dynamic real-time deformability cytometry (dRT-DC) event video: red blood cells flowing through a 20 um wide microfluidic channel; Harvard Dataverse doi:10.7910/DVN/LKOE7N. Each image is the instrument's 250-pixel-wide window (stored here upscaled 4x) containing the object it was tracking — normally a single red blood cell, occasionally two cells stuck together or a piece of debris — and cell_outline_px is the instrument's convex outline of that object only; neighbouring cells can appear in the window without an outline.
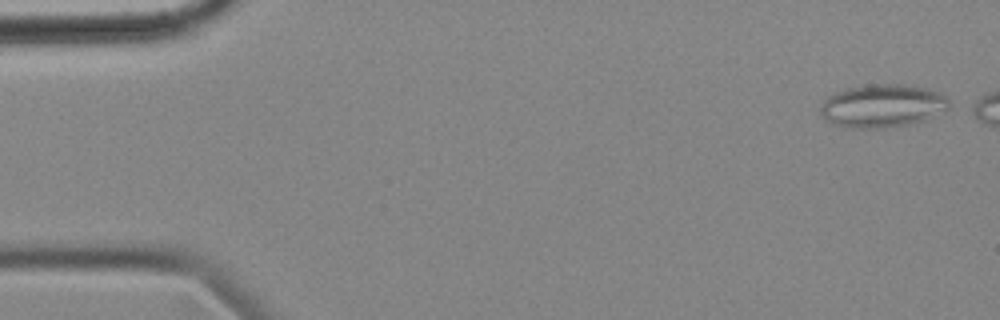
{"species": "common noctule bat (a hibernating species)", "species_latin": "Nyctalus noctula", "temperature_condition": "cold", "stored_images_in_passage": 48, "camera_frame_rate_fps": 3000, "um_per_image_px": 0.085, "animal": {"sex": "female", "body_mass_g": 18.4}, "frame": {"image": 1, "passage_image": 1, "time_ms": 0.0, "image_size_px": [1000, 320], "cell_outline_px": [[948, 108], [924, 120], [908, 124], [888, 128], [848, 128], [832, 124], [820, 116], [820, 108], [824, 100], [828, 96], [844, 88], [868, 84], [904, 84], [924, 88], [940, 92], [948, 100]], "centroid_in_image_um": [74.94, 9.0], "position_along_channel_um": 10.1, "area_um2": 32.43}}
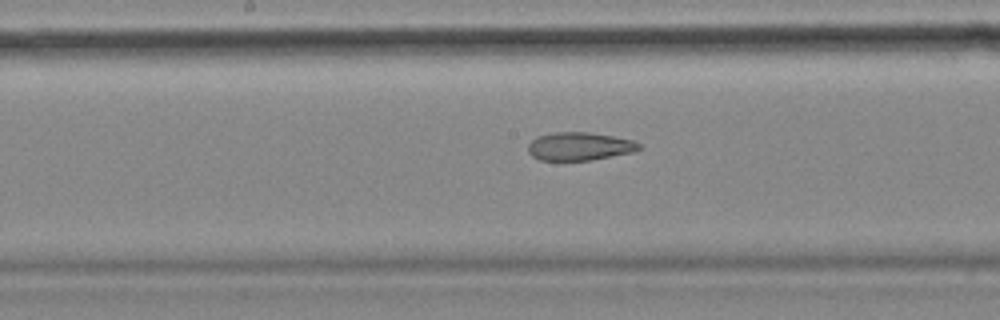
{"frame": {"image": 2, "passage_image": 27, "time_ms": 8.667, "image_size_px": [1000, 320], "cell_outline_px": [[644, 148], [632, 152], [588, 160], [540, 160], [532, 156], [528, 152], [528, 144], [536, 136], [556, 132], [588, 132], [612, 136], [632, 140], [640, 144]], "centroid_in_image_um": [49.24, 12.43], "position_along_channel_um": 199.0, "area_um2": 18.09}}
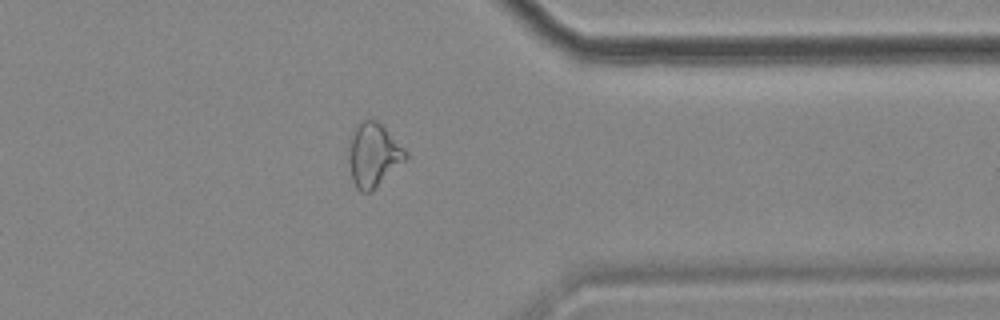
{"frame": {"image": 3, "passage_image": 43, "time_ms": 14.0, "image_size_px": [1000, 320], "cell_outline_px": [[408, 156], [372, 192], [360, 192], [356, 188], [352, 180], [348, 160], [348, 140], [352, 132], [364, 120], [376, 120], [408, 152]], "centroid_in_image_um": [31.7, 13.2], "position_along_channel_um": 379.7, "area_um2": 20.92}}